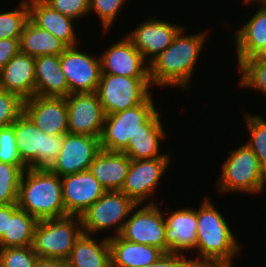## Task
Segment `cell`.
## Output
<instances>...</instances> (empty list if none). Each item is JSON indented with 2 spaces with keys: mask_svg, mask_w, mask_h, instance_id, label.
Returning <instances> with one entry per match:
<instances>
[{
  "mask_svg": "<svg viewBox=\"0 0 266 267\" xmlns=\"http://www.w3.org/2000/svg\"><path fill=\"white\" fill-rule=\"evenodd\" d=\"M185 32L187 30L183 25L174 36L170 46L149 63V75L153 88L163 89L172 86L182 88L184 91L191 86L190 82L198 58L202 54L210 30L195 34Z\"/></svg>",
  "mask_w": 266,
  "mask_h": 267,
  "instance_id": "obj_1",
  "label": "cell"
},
{
  "mask_svg": "<svg viewBox=\"0 0 266 267\" xmlns=\"http://www.w3.org/2000/svg\"><path fill=\"white\" fill-rule=\"evenodd\" d=\"M206 196L201 206L195 208L197 216L196 258H192L195 267H201L210 262L234 261L242 251V244L234 235L233 229L213 203ZM238 240V241H237Z\"/></svg>",
  "mask_w": 266,
  "mask_h": 267,
  "instance_id": "obj_2",
  "label": "cell"
},
{
  "mask_svg": "<svg viewBox=\"0 0 266 267\" xmlns=\"http://www.w3.org/2000/svg\"><path fill=\"white\" fill-rule=\"evenodd\" d=\"M17 206L38 221L66 216L61 177L49 169L27 168L21 176Z\"/></svg>",
  "mask_w": 266,
  "mask_h": 267,
  "instance_id": "obj_3",
  "label": "cell"
},
{
  "mask_svg": "<svg viewBox=\"0 0 266 267\" xmlns=\"http://www.w3.org/2000/svg\"><path fill=\"white\" fill-rule=\"evenodd\" d=\"M221 166V175L216 183L218 192L257 195L266 190V171L246 144L229 151Z\"/></svg>",
  "mask_w": 266,
  "mask_h": 267,
  "instance_id": "obj_4",
  "label": "cell"
},
{
  "mask_svg": "<svg viewBox=\"0 0 266 267\" xmlns=\"http://www.w3.org/2000/svg\"><path fill=\"white\" fill-rule=\"evenodd\" d=\"M82 233L81 217L78 215L39 220L32 247L38 257L66 261Z\"/></svg>",
  "mask_w": 266,
  "mask_h": 267,
  "instance_id": "obj_5",
  "label": "cell"
},
{
  "mask_svg": "<svg viewBox=\"0 0 266 267\" xmlns=\"http://www.w3.org/2000/svg\"><path fill=\"white\" fill-rule=\"evenodd\" d=\"M16 146L27 168L49 169L62 148L64 135H47L22 113L12 124Z\"/></svg>",
  "mask_w": 266,
  "mask_h": 267,
  "instance_id": "obj_6",
  "label": "cell"
},
{
  "mask_svg": "<svg viewBox=\"0 0 266 267\" xmlns=\"http://www.w3.org/2000/svg\"><path fill=\"white\" fill-rule=\"evenodd\" d=\"M136 205L121 191H106L80 215L83 233L97 236L113 227L107 238L118 236Z\"/></svg>",
  "mask_w": 266,
  "mask_h": 267,
  "instance_id": "obj_7",
  "label": "cell"
},
{
  "mask_svg": "<svg viewBox=\"0 0 266 267\" xmlns=\"http://www.w3.org/2000/svg\"><path fill=\"white\" fill-rule=\"evenodd\" d=\"M154 89L150 78H130L101 74L97 95L106 115L114 114L144 102Z\"/></svg>",
  "mask_w": 266,
  "mask_h": 267,
  "instance_id": "obj_8",
  "label": "cell"
},
{
  "mask_svg": "<svg viewBox=\"0 0 266 267\" xmlns=\"http://www.w3.org/2000/svg\"><path fill=\"white\" fill-rule=\"evenodd\" d=\"M153 94L141 104L106 115L101 136V149L122 152L141 129V125L157 110Z\"/></svg>",
  "mask_w": 266,
  "mask_h": 267,
  "instance_id": "obj_9",
  "label": "cell"
},
{
  "mask_svg": "<svg viewBox=\"0 0 266 267\" xmlns=\"http://www.w3.org/2000/svg\"><path fill=\"white\" fill-rule=\"evenodd\" d=\"M137 204L124 223L120 236L134 243L159 248L164 253L170 252L165 241L166 220L164 210L155 204Z\"/></svg>",
  "mask_w": 266,
  "mask_h": 267,
  "instance_id": "obj_10",
  "label": "cell"
},
{
  "mask_svg": "<svg viewBox=\"0 0 266 267\" xmlns=\"http://www.w3.org/2000/svg\"><path fill=\"white\" fill-rule=\"evenodd\" d=\"M172 158L169 151L162 157L154 159L131 160L125 182L120 191L136 204L144 205L148 202L149 204H155L156 200L154 201L155 195L153 194L160 186V181L166 170L168 172L169 165L172 164Z\"/></svg>",
  "mask_w": 266,
  "mask_h": 267,
  "instance_id": "obj_11",
  "label": "cell"
},
{
  "mask_svg": "<svg viewBox=\"0 0 266 267\" xmlns=\"http://www.w3.org/2000/svg\"><path fill=\"white\" fill-rule=\"evenodd\" d=\"M80 46H69L60 55V64L65 74L69 94L96 92L101 75L99 55L82 51ZM81 49V50H80Z\"/></svg>",
  "mask_w": 266,
  "mask_h": 267,
  "instance_id": "obj_12",
  "label": "cell"
},
{
  "mask_svg": "<svg viewBox=\"0 0 266 267\" xmlns=\"http://www.w3.org/2000/svg\"><path fill=\"white\" fill-rule=\"evenodd\" d=\"M100 151L98 137L64 134L62 148L49 170L59 177L87 171Z\"/></svg>",
  "mask_w": 266,
  "mask_h": 267,
  "instance_id": "obj_13",
  "label": "cell"
},
{
  "mask_svg": "<svg viewBox=\"0 0 266 267\" xmlns=\"http://www.w3.org/2000/svg\"><path fill=\"white\" fill-rule=\"evenodd\" d=\"M65 100L68 109V133L100 138L106 114L97 93H72Z\"/></svg>",
  "mask_w": 266,
  "mask_h": 267,
  "instance_id": "obj_14",
  "label": "cell"
},
{
  "mask_svg": "<svg viewBox=\"0 0 266 267\" xmlns=\"http://www.w3.org/2000/svg\"><path fill=\"white\" fill-rule=\"evenodd\" d=\"M149 17L125 35L148 63L170 46L174 36L183 27L168 20Z\"/></svg>",
  "mask_w": 266,
  "mask_h": 267,
  "instance_id": "obj_15",
  "label": "cell"
},
{
  "mask_svg": "<svg viewBox=\"0 0 266 267\" xmlns=\"http://www.w3.org/2000/svg\"><path fill=\"white\" fill-rule=\"evenodd\" d=\"M99 55L101 74L122 75L130 78H150L149 63L124 35Z\"/></svg>",
  "mask_w": 266,
  "mask_h": 267,
  "instance_id": "obj_16",
  "label": "cell"
},
{
  "mask_svg": "<svg viewBox=\"0 0 266 267\" xmlns=\"http://www.w3.org/2000/svg\"><path fill=\"white\" fill-rule=\"evenodd\" d=\"M23 113L47 135L68 133V109L64 97L35 95L23 101Z\"/></svg>",
  "mask_w": 266,
  "mask_h": 267,
  "instance_id": "obj_17",
  "label": "cell"
},
{
  "mask_svg": "<svg viewBox=\"0 0 266 267\" xmlns=\"http://www.w3.org/2000/svg\"><path fill=\"white\" fill-rule=\"evenodd\" d=\"M61 183L66 216H80L106 192L89 170L65 175Z\"/></svg>",
  "mask_w": 266,
  "mask_h": 267,
  "instance_id": "obj_18",
  "label": "cell"
},
{
  "mask_svg": "<svg viewBox=\"0 0 266 267\" xmlns=\"http://www.w3.org/2000/svg\"><path fill=\"white\" fill-rule=\"evenodd\" d=\"M0 89L25 101L35 96V58L19 52L0 69Z\"/></svg>",
  "mask_w": 266,
  "mask_h": 267,
  "instance_id": "obj_19",
  "label": "cell"
},
{
  "mask_svg": "<svg viewBox=\"0 0 266 267\" xmlns=\"http://www.w3.org/2000/svg\"><path fill=\"white\" fill-rule=\"evenodd\" d=\"M178 208L164 214L166 215L165 241L170 247V252L182 254L185 252L187 255L188 252H193L196 246L197 216L195 207Z\"/></svg>",
  "mask_w": 266,
  "mask_h": 267,
  "instance_id": "obj_20",
  "label": "cell"
},
{
  "mask_svg": "<svg viewBox=\"0 0 266 267\" xmlns=\"http://www.w3.org/2000/svg\"><path fill=\"white\" fill-rule=\"evenodd\" d=\"M158 108L142 125L141 129L129 140L128 146L122 151L130 160H146L162 157L161 143L166 138L161 112Z\"/></svg>",
  "mask_w": 266,
  "mask_h": 267,
  "instance_id": "obj_21",
  "label": "cell"
},
{
  "mask_svg": "<svg viewBox=\"0 0 266 267\" xmlns=\"http://www.w3.org/2000/svg\"><path fill=\"white\" fill-rule=\"evenodd\" d=\"M29 8V19L38 27L49 31L56 36L68 47L80 45V38L75 31L74 22H77L71 17L61 14L53 9L44 0H27ZM78 36V37H77Z\"/></svg>",
  "mask_w": 266,
  "mask_h": 267,
  "instance_id": "obj_22",
  "label": "cell"
},
{
  "mask_svg": "<svg viewBox=\"0 0 266 267\" xmlns=\"http://www.w3.org/2000/svg\"><path fill=\"white\" fill-rule=\"evenodd\" d=\"M258 4L260 9L250 16V19L238 30H235L234 43L236 46V64L244 59L252 58L264 45H266V0L245 1V4Z\"/></svg>",
  "mask_w": 266,
  "mask_h": 267,
  "instance_id": "obj_23",
  "label": "cell"
},
{
  "mask_svg": "<svg viewBox=\"0 0 266 267\" xmlns=\"http://www.w3.org/2000/svg\"><path fill=\"white\" fill-rule=\"evenodd\" d=\"M131 160L124 152L101 151L89 166V171L105 191H120L125 182Z\"/></svg>",
  "mask_w": 266,
  "mask_h": 267,
  "instance_id": "obj_24",
  "label": "cell"
},
{
  "mask_svg": "<svg viewBox=\"0 0 266 267\" xmlns=\"http://www.w3.org/2000/svg\"><path fill=\"white\" fill-rule=\"evenodd\" d=\"M35 95L41 97H64L69 87L61 69L60 55H46L35 58Z\"/></svg>",
  "mask_w": 266,
  "mask_h": 267,
  "instance_id": "obj_25",
  "label": "cell"
},
{
  "mask_svg": "<svg viewBox=\"0 0 266 267\" xmlns=\"http://www.w3.org/2000/svg\"><path fill=\"white\" fill-rule=\"evenodd\" d=\"M111 267H144L156 262L164 253L159 248L134 243L120 235L108 239Z\"/></svg>",
  "mask_w": 266,
  "mask_h": 267,
  "instance_id": "obj_26",
  "label": "cell"
},
{
  "mask_svg": "<svg viewBox=\"0 0 266 267\" xmlns=\"http://www.w3.org/2000/svg\"><path fill=\"white\" fill-rule=\"evenodd\" d=\"M96 238L95 235L82 233L66 260L67 267H111L108 238Z\"/></svg>",
  "mask_w": 266,
  "mask_h": 267,
  "instance_id": "obj_27",
  "label": "cell"
},
{
  "mask_svg": "<svg viewBox=\"0 0 266 267\" xmlns=\"http://www.w3.org/2000/svg\"><path fill=\"white\" fill-rule=\"evenodd\" d=\"M20 52L39 57L61 55L68 47L49 31L36 26L30 19L25 23L19 38Z\"/></svg>",
  "mask_w": 266,
  "mask_h": 267,
  "instance_id": "obj_28",
  "label": "cell"
},
{
  "mask_svg": "<svg viewBox=\"0 0 266 267\" xmlns=\"http://www.w3.org/2000/svg\"><path fill=\"white\" fill-rule=\"evenodd\" d=\"M37 223L38 220L17 203L8 204L7 232L0 239V248L32 246Z\"/></svg>",
  "mask_w": 266,
  "mask_h": 267,
  "instance_id": "obj_29",
  "label": "cell"
},
{
  "mask_svg": "<svg viewBox=\"0 0 266 267\" xmlns=\"http://www.w3.org/2000/svg\"><path fill=\"white\" fill-rule=\"evenodd\" d=\"M243 115L250 134L245 144L257 156L260 165L266 171V118L260 114H249L247 111Z\"/></svg>",
  "mask_w": 266,
  "mask_h": 267,
  "instance_id": "obj_30",
  "label": "cell"
},
{
  "mask_svg": "<svg viewBox=\"0 0 266 267\" xmlns=\"http://www.w3.org/2000/svg\"><path fill=\"white\" fill-rule=\"evenodd\" d=\"M18 5L8 11L5 8L0 9V40L20 38L25 23L29 19V8L27 0H20Z\"/></svg>",
  "mask_w": 266,
  "mask_h": 267,
  "instance_id": "obj_31",
  "label": "cell"
},
{
  "mask_svg": "<svg viewBox=\"0 0 266 267\" xmlns=\"http://www.w3.org/2000/svg\"><path fill=\"white\" fill-rule=\"evenodd\" d=\"M238 88L254 89L266 96V62L255 61L253 58L244 59L239 65Z\"/></svg>",
  "mask_w": 266,
  "mask_h": 267,
  "instance_id": "obj_32",
  "label": "cell"
},
{
  "mask_svg": "<svg viewBox=\"0 0 266 267\" xmlns=\"http://www.w3.org/2000/svg\"><path fill=\"white\" fill-rule=\"evenodd\" d=\"M26 166L0 162V206L17 203L21 176Z\"/></svg>",
  "mask_w": 266,
  "mask_h": 267,
  "instance_id": "obj_33",
  "label": "cell"
},
{
  "mask_svg": "<svg viewBox=\"0 0 266 267\" xmlns=\"http://www.w3.org/2000/svg\"><path fill=\"white\" fill-rule=\"evenodd\" d=\"M128 0H89V12L97 15L102 30L109 31L117 19V15ZM94 12V13H93Z\"/></svg>",
  "mask_w": 266,
  "mask_h": 267,
  "instance_id": "obj_34",
  "label": "cell"
},
{
  "mask_svg": "<svg viewBox=\"0 0 266 267\" xmlns=\"http://www.w3.org/2000/svg\"><path fill=\"white\" fill-rule=\"evenodd\" d=\"M37 258L32 246L0 248V267H33Z\"/></svg>",
  "mask_w": 266,
  "mask_h": 267,
  "instance_id": "obj_35",
  "label": "cell"
},
{
  "mask_svg": "<svg viewBox=\"0 0 266 267\" xmlns=\"http://www.w3.org/2000/svg\"><path fill=\"white\" fill-rule=\"evenodd\" d=\"M23 113V100L0 89V128L11 126Z\"/></svg>",
  "mask_w": 266,
  "mask_h": 267,
  "instance_id": "obj_36",
  "label": "cell"
},
{
  "mask_svg": "<svg viewBox=\"0 0 266 267\" xmlns=\"http://www.w3.org/2000/svg\"><path fill=\"white\" fill-rule=\"evenodd\" d=\"M0 162L25 166L16 146L15 132L12 125L0 128Z\"/></svg>",
  "mask_w": 266,
  "mask_h": 267,
  "instance_id": "obj_37",
  "label": "cell"
},
{
  "mask_svg": "<svg viewBox=\"0 0 266 267\" xmlns=\"http://www.w3.org/2000/svg\"><path fill=\"white\" fill-rule=\"evenodd\" d=\"M53 9L74 20L89 18V0H44ZM88 15V16H86Z\"/></svg>",
  "mask_w": 266,
  "mask_h": 267,
  "instance_id": "obj_38",
  "label": "cell"
},
{
  "mask_svg": "<svg viewBox=\"0 0 266 267\" xmlns=\"http://www.w3.org/2000/svg\"><path fill=\"white\" fill-rule=\"evenodd\" d=\"M182 253H163L159 259L144 267H195L192 260Z\"/></svg>",
  "mask_w": 266,
  "mask_h": 267,
  "instance_id": "obj_39",
  "label": "cell"
},
{
  "mask_svg": "<svg viewBox=\"0 0 266 267\" xmlns=\"http://www.w3.org/2000/svg\"><path fill=\"white\" fill-rule=\"evenodd\" d=\"M20 52L19 38H6L0 40V69L3 68L13 56Z\"/></svg>",
  "mask_w": 266,
  "mask_h": 267,
  "instance_id": "obj_40",
  "label": "cell"
},
{
  "mask_svg": "<svg viewBox=\"0 0 266 267\" xmlns=\"http://www.w3.org/2000/svg\"><path fill=\"white\" fill-rule=\"evenodd\" d=\"M33 267H67L66 261L52 258L38 257Z\"/></svg>",
  "mask_w": 266,
  "mask_h": 267,
  "instance_id": "obj_41",
  "label": "cell"
},
{
  "mask_svg": "<svg viewBox=\"0 0 266 267\" xmlns=\"http://www.w3.org/2000/svg\"><path fill=\"white\" fill-rule=\"evenodd\" d=\"M8 225V204L0 206V239L7 232Z\"/></svg>",
  "mask_w": 266,
  "mask_h": 267,
  "instance_id": "obj_42",
  "label": "cell"
},
{
  "mask_svg": "<svg viewBox=\"0 0 266 267\" xmlns=\"http://www.w3.org/2000/svg\"><path fill=\"white\" fill-rule=\"evenodd\" d=\"M233 261L230 262H210L201 267H237Z\"/></svg>",
  "mask_w": 266,
  "mask_h": 267,
  "instance_id": "obj_43",
  "label": "cell"
},
{
  "mask_svg": "<svg viewBox=\"0 0 266 267\" xmlns=\"http://www.w3.org/2000/svg\"><path fill=\"white\" fill-rule=\"evenodd\" d=\"M252 58L255 61L266 62V45H264Z\"/></svg>",
  "mask_w": 266,
  "mask_h": 267,
  "instance_id": "obj_44",
  "label": "cell"
}]
</instances>
